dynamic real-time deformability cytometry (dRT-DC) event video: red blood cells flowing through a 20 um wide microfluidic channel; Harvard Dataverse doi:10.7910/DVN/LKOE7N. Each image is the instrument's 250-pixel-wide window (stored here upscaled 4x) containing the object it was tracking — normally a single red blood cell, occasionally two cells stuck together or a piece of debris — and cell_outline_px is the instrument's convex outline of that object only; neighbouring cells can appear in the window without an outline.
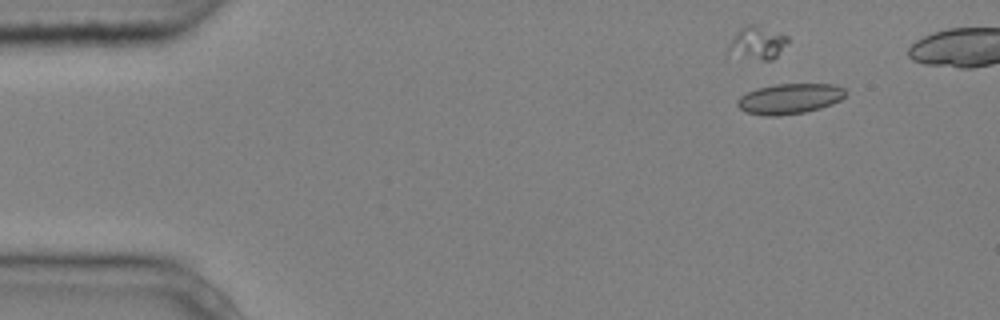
{"species": "common noctule bat (a hibernating species)", "species_latin": "Nyctalus noctula", "temperature_condition": "cold", "stored_images_in_passage": 4, "camera_frame_rate_fps": 3000, "um_per_image_px": 0.085, "animal": {"sex": "male", "body_mass_g": 20.4}, "frame": {"image": 1, "passage_image": 1, "time_ms": 0.0, "image_size_px": [1000, 320], "cell_outline_px": [[848, 92], [840, 100], [832, 104], [820, 108], [804, 112], [780, 116], [764, 116], [748, 112], [740, 108], [736, 104], [736, 100], [740, 96], [756, 88], [776, 84], [832, 84], [844, 88]], "centroid_in_image_um": [67.12, 8.39], "position_along_channel_um": 17.9, "area_um2": 19.19}}